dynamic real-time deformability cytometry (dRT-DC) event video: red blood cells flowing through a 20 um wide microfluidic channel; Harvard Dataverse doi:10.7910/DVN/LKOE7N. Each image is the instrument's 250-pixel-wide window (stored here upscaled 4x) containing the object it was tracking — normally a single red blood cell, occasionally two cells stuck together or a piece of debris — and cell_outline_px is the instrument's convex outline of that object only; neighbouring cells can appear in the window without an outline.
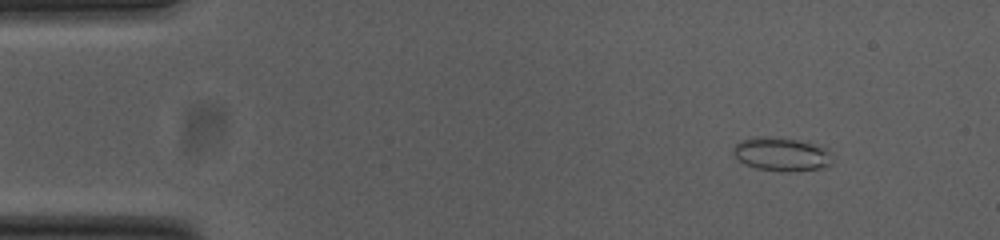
{"species": "common noctule bat (a hibernating species)", "species_latin": "Nyctalus noctula", "temperature_condition": "cold", "stored_images_in_passage": 49, "camera_frame_rate_fps": 3000, "um_per_image_px": 0.085, "animal": {"sex": "female", "body_mass_g": 23.0, "forearm_length_mm": 53.4}, "frame": {"image": 1, "passage_image": 2, "time_ms": 0.333, "image_size_px": [1000, 240], "cell_outline_px": [[832, 164], [828, 168], [788, 172], [784, 172], [756, 168], [744, 164], [732, 152], [732, 148], [740, 140], [764, 136], [768, 136], [800, 140], [820, 144], [828, 148], [832, 152]], "centroid_in_image_um": [66.52, 13.11], "position_along_channel_um": 18.5, "area_um2": 20.0}}
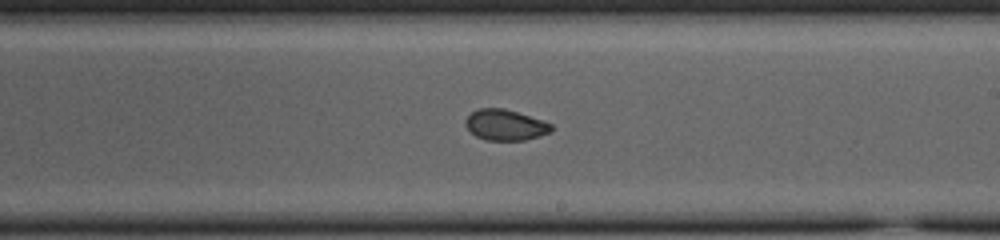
{"frame": {"image": 2, "passage_image": 27, "time_ms": 8.667, "image_size_px": [1000, 240], "cell_outline_px": [[552, 132], [540, 136], [524, 140], [488, 140], [476, 136], [464, 124], [464, 120], [472, 112], [480, 108], [504, 108], [552, 124]], "centroid_in_image_um": [42.94, 10.62], "position_along_channel_um": 246.1, "area_um2": 15.2}}
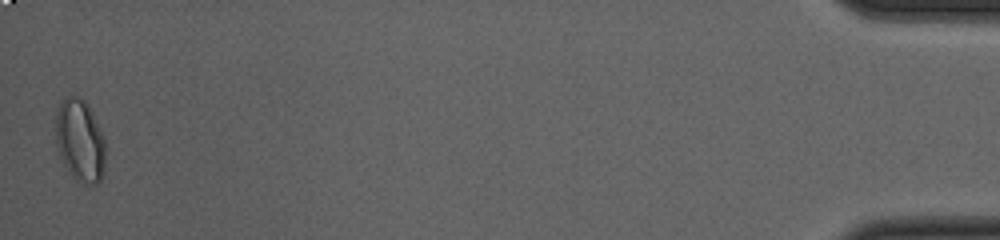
{"frame": {"image": 3, "passage_image": 49, "time_ms": 16.0, "image_size_px": [1000, 240], "cell_outline_px": [[104, 164], [100, 180], [92, 188], [76, 180], [72, 176], [64, 164], [60, 156], [56, 144], [56, 112], [60, 100], [64, 96], [80, 96], [88, 104], [104, 136]], "centroid_in_image_um": [6.78, 11.93], "position_along_channel_um": 428.4, "area_um2": 24.16}, "authors_computed_cell_mechanics": {"area_um2": 16.5886, "velocity_mm_per_s": 3.8009, "shape_relaxation_time_tau1_ms": null, "shape_relaxation_time_tau2_ms": 2.2176, "deformation_change_tau1": null, "deformation_change_tau2": 0.0398}}